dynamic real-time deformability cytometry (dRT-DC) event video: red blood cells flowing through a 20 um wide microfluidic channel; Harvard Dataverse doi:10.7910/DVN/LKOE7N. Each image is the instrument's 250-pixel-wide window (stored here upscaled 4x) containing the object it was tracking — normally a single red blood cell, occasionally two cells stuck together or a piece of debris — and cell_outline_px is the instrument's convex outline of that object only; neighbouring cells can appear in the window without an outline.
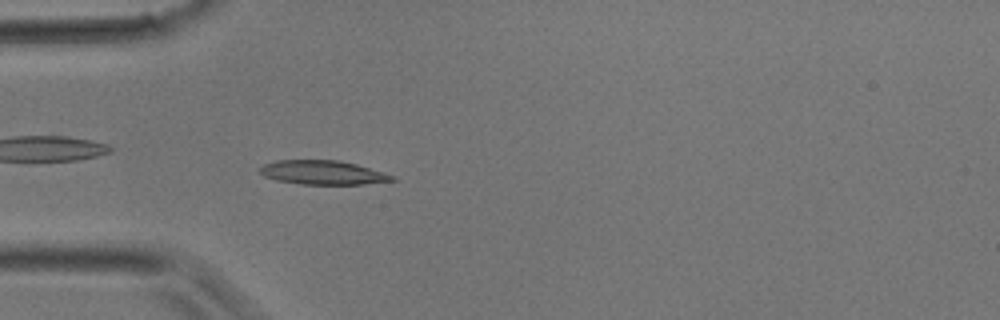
{"species": "common noctule bat (a hibernating species)", "species_latin": "Nyctalus noctula", "temperature_condition": "room temperature", "stored_images_in_passage": 31, "camera_frame_rate_fps": 3000, "um_per_image_px": 0.085, "animal": {"sex": "male", "body_mass_g": 17.9}, "frame": {"image": 1, "passage_image": 7, "time_ms": 2.0, "image_size_px": [1000, 320], "cell_outline_px": [[396, 180], [360, 184], [300, 184], [276, 180], [264, 176], [260, 172], [260, 168], [264, 164], [276, 160], [340, 160], [356, 164], [396, 176]], "centroid_in_image_um": [27.43, 14.66], "position_along_channel_um": 57.6, "area_um2": 18.44}}
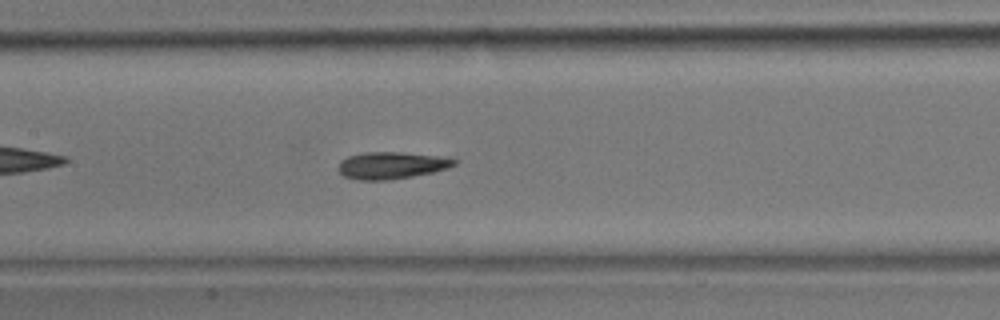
{"frame": {"image": 2, "passage_image": 14, "time_ms": 4.333, "image_size_px": [1000, 320], "cell_outline_px": [[460, 160], [456, 164], [448, 168], [432, 172], [412, 176], [384, 180], [360, 180], [344, 176], [340, 172], [340, 160], [348, 156], [364, 152], [400, 152], [440, 156]], "centroid_in_image_um": [33.3, 14.04], "position_along_channel_um": 174.1, "area_um2": 18.09}}
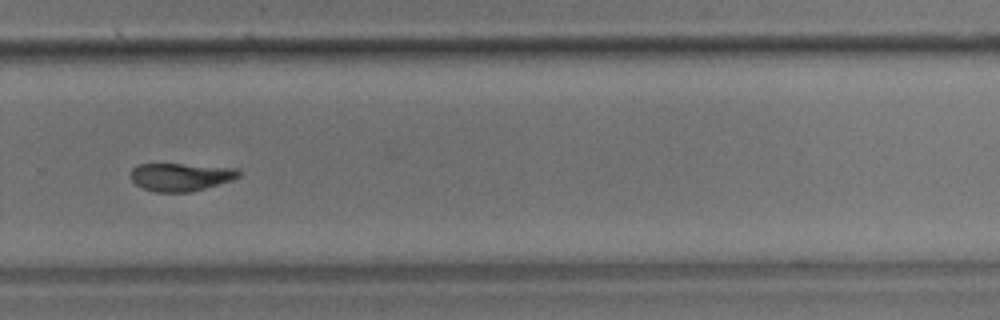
{"frame": {"image": 3, "passage_image": 22, "time_ms": 7.0, "image_size_px": [1000, 320], "cell_outline_px": [[244, 172], [240, 176], [232, 180], [204, 188], [188, 192], [156, 192], [144, 188], [136, 184], [132, 180], [132, 168], [136, 164], [180, 164], [240, 168]], "centroid_in_image_um": [15.42, 15.02], "position_along_channel_um": 314.4, "area_um2": 17.57}}